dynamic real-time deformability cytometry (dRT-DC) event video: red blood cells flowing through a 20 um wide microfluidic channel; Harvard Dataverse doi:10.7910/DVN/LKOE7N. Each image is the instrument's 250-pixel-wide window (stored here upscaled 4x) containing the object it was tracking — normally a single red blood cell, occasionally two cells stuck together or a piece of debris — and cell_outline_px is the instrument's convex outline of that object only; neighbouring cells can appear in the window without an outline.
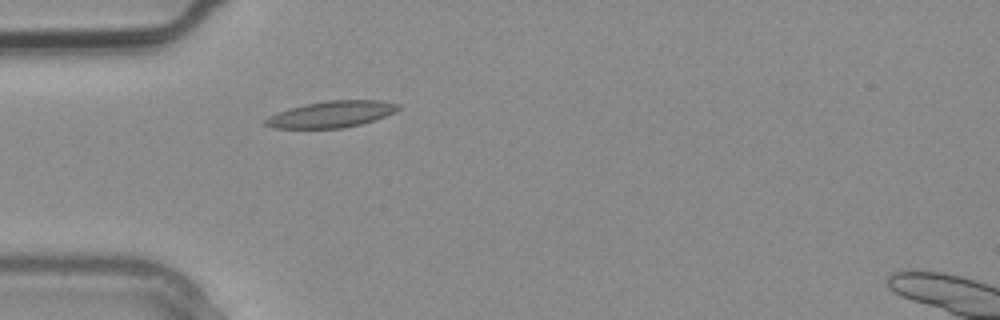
{"species": "common noctule bat (a hibernating species)", "species_latin": "Nyctalus noctula", "temperature_condition": "warm", "stored_images_in_passage": 2, "camera_frame_rate_fps": 3000, "um_per_image_px": 0.085, "animal": {"sex": "male", "body_mass_g": 20.4}, "frame": {"image": 1, "passage_image": 1, "time_ms": 0.0, "image_size_px": [1000, 320], "cell_outline_px": [[400, 108], [396, 112], [360, 124], [344, 128], [272, 128], [264, 124], [264, 120], [268, 116], [304, 104], [328, 100], [380, 100], [400, 104]], "centroid_in_image_um": [28.18, 9.71], "position_along_channel_um": 56.8, "area_um2": 20.29}}